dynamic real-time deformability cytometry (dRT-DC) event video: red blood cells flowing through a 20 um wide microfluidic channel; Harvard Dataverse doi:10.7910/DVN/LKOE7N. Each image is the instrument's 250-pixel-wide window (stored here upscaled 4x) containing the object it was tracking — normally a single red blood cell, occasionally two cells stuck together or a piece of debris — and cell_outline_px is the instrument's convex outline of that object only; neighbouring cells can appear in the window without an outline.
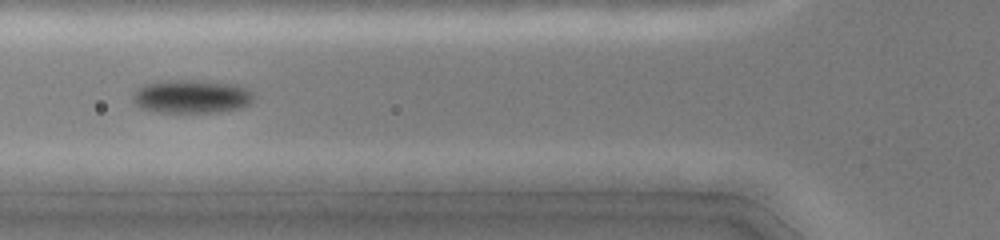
{"species": "common noctule bat (a hibernating species)", "species_latin": "Nyctalus noctula", "temperature_condition": "cold", "stored_images_in_passage": 36, "camera_frame_rate_fps": 3000, "um_per_image_px": 0.085, "animal": {"sex": "female", "body_mass_g": 19.0, "forearm_length_mm": 51.5}, "frame": {"image": 1, "passage_image": 6, "time_ms": 1.667, "image_size_px": [1000, 240], "cell_outline_px": [[256, 96], [248, 104], [240, 108], [220, 112], [152, 112], [140, 108], [132, 100], [132, 96], [136, 88], [144, 84], [160, 80], [200, 80], [236, 84], [248, 88]], "centroid_in_image_um": [16.26, 8.19], "position_along_channel_um": 109.5, "area_um2": 24.04}}
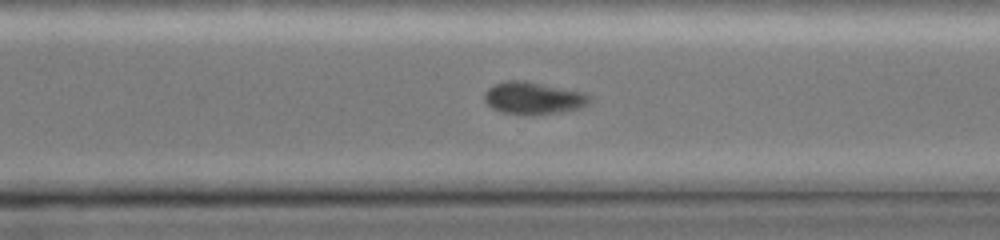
{"frame": {"image": 2, "passage_image": 22, "time_ms": 7.0, "image_size_px": [1000, 240], "cell_outline_px": [[592, 100], [588, 104], [580, 108], [560, 112], [500, 112], [492, 108], [484, 100], [484, 92], [492, 84], [508, 80], [524, 80], [584, 92], [592, 96]], "centroid_in_image_um": [45.34, 8.28], "position_along_channel_um": 325.3, "area_um2": 19.36}}
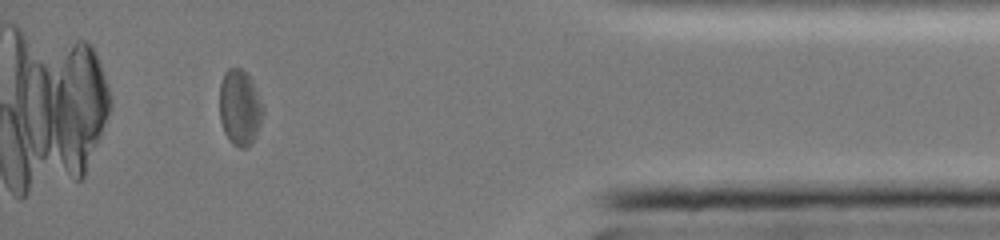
{"frame": {"image": 3, "passage_image": 31, "time_ms": 10.0, "image_size_px": [1000, 240], "cell_outline_px": [[264, 112], [256, 136], [252, 144], [244, 148], [240, 148], [232, 144], [228, 140], [224, 132], [220, 120], [220, 84], [224, 72], [228, 68], [240, 68], [252, 80], [264, 104]], "centroid_in_image_um": [20.4, 9.16], "position_along_channel_um": 414.8, "area_um2": 19.48}}